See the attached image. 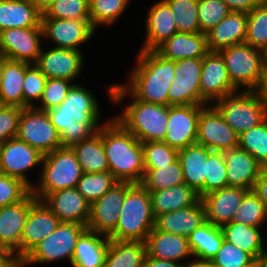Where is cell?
Masks as SVG:
<instances>
[{"mask_svg": "<svg viewBox=\"0 0 267 267\" xmlns=\"http://www.w3.org/2000/svg\"><path fill=\"white\" fill-rule=\"evenodd\" d=\"M136 67L129 76V83L114 84L107 91L111 101L118 104L124 97L168 106V89L175 73V61L167 60L156 51L140 50Z\"/></svg>", "mask_w": 267, "mask_h": 267, "instance_id": "obj_1", "label": "cell"}, {"mask_svg": "<svg viewBox=\"0 0 267 267\" xmlns=\"http://www.w3.org/2000/svg\"><path fill=\"white\" fill-rule=\"evenodd\" d=\"M97 132L102 136L109 172L114 178L118 182L140 183L145 171L142 142L115 118Z\"/></svg>", "mask_w": 267, "mask_h": 267, "instance_id": "obj_2", "label": "cell"}, {"mask_svg": "<svg viewBox=\"0 0 267 267\" xmlns=\"http://www.w3.org/2000/svg\"><path fill=\"white\" fill-rule=\"evenodd\" d=\"M155 226L151 196L139 183L125 193L116 229L108 236L116 241L145 242Z\"/></svg>", "mask_w": 267, "mask_h": 267, "instance_id": "obj_3", "label": "cell"}, {"mask_svg": "<svg viewBox=\"0 0 267 267\" xmlns=\"http://www.w3.org/2000/svg\"><path fill=\"white\" fill-rule=\"evenodd\" d=\"M39 184L31 188L37 200H43L49 193L66 188H76L83 175L72 147H60L44 154Z\"/></svg>", "mask_w": 267, "mask_h": 267, "instance_id": "obj_4", "label": "cell"}, {"mask_svg": "<svg viewBox=\"0 0 267 267\" xmlns=\"http://www.w3.org/2000/svg\"><path fill=\"white\" fill-rule=\"evenodd\" d=\"M114 118L140 142L163 141L168 124V106L135 99Z\"/></svg>", "mask_w": 267, "mask_h": 267, "instance_id": "obj_5", "label": "cell"}, {"mask_svg": "<svg viewBox=\"0 0 267 267\" xmlns=\"http://www.w3.org/2000/svg\"><path fill=\"white\" fill-rule=\"evenodd\" d=\"M225 61L232 85L240 91H255L265 75V67L261 49L246 43L236 44L219 51Z\"/></svg>", "mask_w": 267, "mask_h": 267, "instance_id": "obj_6", "label": "cell"}, {"mask_svg": "<svg viewBox=\"0 0 267 267\" xmlns=\"http://www.w3.org/2000/svg\"><path fill=\"white\" fill-rule=\"evenodd\" d=\"M86 230L87 226L77 222H61L22 259V266L50 263L63 258L71 264L77 241Z\"/></svg>", "mask_w": 267, "mask_h": 267, "instance_id": "obj_7", "label": "cell"}, {"mask_svg": "<svg viewBox=\"0 0 267 267\" xmlns=\"http://www.w3.org/2000/svg\"><path fill=\"white\" fill-rule=\"evenodd\" d=\"M213 105L238 136L257 127L267 119L260 98L255 91L241 89L232 95L218 99Z\"/></svg>", "mask_w": 267, "mask_h": 267, "instance_id": "obj_8", "label": "cell"}, {"mask_svg": "<svg viewBox=\"0 0 267 267\" xmlns=\"http://www.w3.org/2000/svg\"><path fill=\"white\" fill-rule=\"evenodd\" d=\"M97 99L81 85L73 84L65 100L56 108L47 111L59 134L73 124L98 123L100 109Z\"/></svg>", "mask_w": 267, "mask_h": 267, "instance_id": "obj_9", "label": "cell"}, {"mask_svg": "<svg viewBox=\"0 0 267 267\" xmlns=\"http://www.w3.org/2000/svg\"><path fill=\"white\" fill-rule=\"evenodd\" d=\"M16 138L43 155L62 147L60 134L47 111L37 109L36 106L22 109Z\"/></svg>", "mask_w": 267, "mask_h": 267, "instance_id": "obj_10", "label": "cell"}, {"mask_svg": "<svg viewBox=\"0 0 267 267\" xmlns=\"http://www.w3.org/2000/svg\"><path fill=\"white\" fill-rule=\"evenodd\" d=\"M202 58L175 60V73L168 89V106L208 105L200 94Z\"/></svg>", "mask_w": 267, "mask_h": 267, "instance_id": "obj_11", "label": "cell"}, {"mask_svg": "<svg viewBox=\"0 0 267 267\" xmlns=\"http://www.w3.org/2000/svg\"><path fill=\"white\" fill-rule=\"evenodd\" d=\"M196 143L211 151L224 152L238 147V134L210 103L201 109Z\"/></svg>", "mask_w": 267, "mask_h": 267, "instance_id": "obj_12", "label": "cell"}, {"mask_svg": "<svg viewBox=\"0 0 267 267\" xmlns=\"http://www.w3.org/2000/svg\"><path fill=\"white\" fill-rule=\"evenodd\" d=\"M132 185L129 182H117L101 198L92 202L87 229L109 236L116 229L125 193Z\"/></svg>", "mask_w": 267, "mask_h": 267, "instance_id": "obj_13", "label": "cell"}, {"mask_svg": "<svg viewBox=\"0 0 267 267\" xmlns=\"http://www.w3.org/2000/svg\"><path fill=\"white\" fill-rule=\"evenodd\" d=\"M204 106H168V124L163 142L176 150L195 144L200 113Z\"/></svg>", "mask_w": 267, "mask_h": 267, "instance_id": "obj_14", "label": "cell"}, {"mask_svg": "<svg viewBox=\"0 0 267 267\" xmlns=\"http://www.w3.org/2000/svg\"><path fill=\"white\" fill-rule=\"evenodd\" d=\"M42 26L0 31V52L7 59L35 64L41 52Z\"/></svg>", "mask_w": 267, "mask_h": 267, "instance_id": "obj_15", "label": "cell"}, {"mask_svg": "<svg viewBox=\"0 0 267 267\" xmlns=\"http://www.w3.org/2000/svg\"><path fill=\"white\" fill-rule=\"evenodd\" d=\"M43 156L26 142L9 139L1 145L0 173L20 179L32 188L34 183L28 180L26 172L37 164L41 165Z\"/></svg>", "mask_w": 267, "mask_h": 267, "instance_id": "obj_16", "label": "cell"}, {"mask_svg": "<svg viewBox=\"0 0 267 267\" xmlns=\"http://www.w3.org/2000/svg\"><path fill=\"white\" fill-rule=\"evenodd\" d=\"M43 39H51L55 48L78 50L95 34L96 29L90 20H66L42 18Z\"/></svg>", "mask_w": 267, "mask_h": 267, "instance_id": "obj_17", "label": "cell"}, {"mask_svg": "<svg viewBox=\"0 0 267 267\" xmlns=\"http://www.w3.org/2000/svg\"><path fill=\"white\" fill-rule=\"evenodd\" d=\"M238 90L232 85L225 65L219 52H208L202 58L200 76V94L208 102L232 95Z\"/></svg>", "mask_w": 267, "mask_h": 267, "instance_id": "obj_18", "label": "cell"}, {"mask_svg": "<svg viewBox=\"0 0 267 267\" xmlns=\"http://www.w3.org/2000/svg\"><path fill=\"white\" fill-rule=\"evenodd\" d=\"M59 218L41 200L29 208L19 246L22 260L39 242L50 235L59 225Z\"/></svg>", "mask_w": 267, "mask_h": 267, "instance_id": "obj_19", "label": "cell"}, {"mask_svg": "<svg viewBox=\"0 0 267 267\" xmlns=\"http://www.w3.org/2000/svg\"><path fill=\"white\" fill-rule=\"evenodd\" d=\"M37 198L30 192L23 200L0 208V248L19 257V246L30 206Z\"/></svg>", "mask_w": 267, "mask_h": 267, "instance_id": "obj_20", "label": "cell"}, {"mask_svg": "<svg viewBox=\"0 0 267 267\" xmlns=\"http://www.w3.org/2000/svg\"><path fill=\"white\" fill-rule=\"evenodd\" d=\"M35 65L49 78L75 80L83 68L82 51L55 48L42 51Z\"/></svg>", "mask_w": 267, "mask_h": 267, "instance_id": "obj_21", "label": "cell"}, {"mask_svg": "<svg viewBox=\"0 0 267 267\" xmlns=\"http://www.w3.org/2000/svg\"><path fill=\"white\" fill-rule=\"evenodd\" d=\"M249 190L228 186L212 191L201 198L206 211V221L215 226L232 222L234 213Z\"/></svg>", "mask_w": 267, "mask_h": 267, "instance_id": "obj_22", "label": "cell"}, {"mask_svg": "<svg viewBox=\"0 0 267 267\" xmlns=\"http://www.w3.org/2000/svg\"><path fill=\"white\" fill-rule=\"evenodd\" d=\"M61 222H77L87 226L90 203L76 188H66L49 193L43 200Z\"/></svg>", "mask_w": 267, "mask_h": 267, "instance_id": "obj_23", "label": "cell"}, {"mask_svg": "<svg viewBox=\"0 0 267 267\" xmlns=\"http://www.w3.org/2000/svg\"><path fill=\"white\" fill-rule=\"evenodd\" d=\"M177 31L174 15L169 5L160 0L147 12L146 39L141 50L155 51Z\"/></svg>", "mask_w": 267, "mask_h": 267, "instance_id": "obj_24", "label": "cell"}, {"mask_svg": "<svg viewBox=\"0 0 267 267\" xmlns=\"http://www.w3.org/2000/svg\"><path fill=\"white\" fill-rule=\"evenodd\" d=\"M248 16L246 12L231 11L218 25L206 33L209 52L245 43Z\"/></svg>", "mask_w": 267, "mask_h": 267, "instance_id": "obj_25", "label": "cell"}, {"mask_svg": "<svg viewBox=\"0 0 267 267\" xmlns=\"http://www.w3.org/2000/svg\"><path fill=\"white\" fill-rule=\"evenodd\" d=\"M228 186L253 190L261 165L247 151L237 147L223 152Z\"/></svg>", "mask_w": 267, "mask_h": 267, "instance_id": "obj_26", "label": "cell"}, {"mask_svg": "<svg viewBox=\"0 0 267 267\" xmlns=\"http://www.w3.org/2000/svg\"><path fill=\"white\" fill-rule=\"evenodd\" d=\"M206 222L205 206L200 199L195 205L155 218V228L163 232L189 237L199 226Z\"/></svg>", "mask_w": 267, "mask_h": 267, "instance_id": "obj_27", "label": "cell"}, {"mask_svg": "<svg viewBox=\"0 0 267 267\" xmlns=\"http://www.w3.org/2000/svg\"><path fill=\"white\" fill-rule=\"evenodd\" d=\"M147 255L152 258L179 262L192 257L187 237L157 230L150 231L145 241Z\"/></svg>", "mask_w": 267, "mask_h": 267, "instance_id": "obj_28", "label": "cell"}, {"mask_svg": "<svg viewBox=\"0 0 267 267\" xmlns=\"http://www.w3.org/2000/svg\"><path fill=\"white\" fill-rule=\"evenodd\" d=\"M167 60L203 58L209 51L206 34L176 32L155 50Z\"/></svg>", "mask_w": 267, "mask_h": 267, "instance_id": "obj_29", "label": "cell"}, {"mask_svg": "<svg viewBox=\"0 0 267 267\" xmlns=\"http://www.w3.org/2000/svg\"><path fill=\"white\" fill-rule=\"evenodd\" d=\"M208 148L200 144H192L178 150L184 183L194 189L200 198L204 196V181L207 175Z\"/></svg>", "mask_w": 267, "mask_h": 267, "instance_id": "obj_30", "label": "cell"}, {"mask_svg": "<svg viewBox=\"0 0 267 267\" xmlns=\"http://www.w3.org/2000/svg\"><path fill=\"white\" fill-rule=\"evenodd\" d=\"M109 243L108 236L87 229L77 241L71 265L73 267H104Z\"/></svg>", "mask_w": 267, "mask_h": 267, "instance_id": "obj_31", "label": "cell"}, {"mask_svg": "<svg viewBox=\"0 0 267 267\" xmlns=\"http://www.w3.org/2000/svg\"><path fill=\"white\" fill-rule=\"evenodd\" d=\"M42 13L31 0H0V31L42 26Z\"/></svg>", "mask_w": 267, "mask_h": 267, "instance_id": "obj_32", "label": "cell"}, {"mask_svg": "<svg viewBox=\"0 0 267 267\" xmlns=\"http://www.w3.org/2000/svg\"><path fill=\"white\" fill-rule=\"evenodd\" d=\"M148 192L151 196L152 211L155 218L164 213L191 207L201 199L198 193L185 183Z\"/></svg>", "mask_w": 267, "mask_h": 267, "instance_id": "obj_33", "label": "cell"}, {"mask_svg": "<svg viewBox=\"0 0 267 267\" xmlns=\"http://www.w3.org/2000/svg\"><path fill=\"white\" fill-rule=\"evenodd\" d=\"M188 241L192 256L196 258L193 260L195 267L212 260L220 249L224 236L219 226L206 221L189 235Z\"/></svg>", "mask_w": 267, "mask_h": 267, "instance_id": "obj_34", "label": "cell"}, {"mask_svg": "<svg viewBox=\"0 0 267 267\" xmlns=\"http://www.w3.org/2000/svg\"><path fill=\"white\" fill-rule=\"evenodd\" d=\"M25 62L4 57V68L0 86V105L23 108V83Z\"/></svg>", "mask_w": 267, "mask_h": 267, "instance_id": "obj_35", "label": "cell"}, {"mask_svg": "<svg viewBox=\"0 0 267 267\" xmlns=\"http://www.w3.org/2000/svg\"><path fill=\"white\" fill-rule=\"evenodd\" d=\"M146 256L145 242L110 240L104 267H143Z\"/></svg>", "mask_w": 267, "mask_h": 267, "instance_id": "obj_36", "label": "cell"}, {"mask_svg": "<svg viewBox=\"0 0 267 267\" xmlns=\"http://www.w3.org/2000/svg\"><path fill=\"white\" fill-rule=\"evenodd\" d=\"M83 173H100L109 171L102 136L96 132L89 139L72 146Z\"/></svg>", "mask_w": 267, "mask_h": 267, "instance_id": "obj_37", "label": "cell"}, {"mask_svg": "<svg viewBox=\"0 0 267 267\" xmlns=\"http://www.w3.org/2000/svg\"><path fill=\"white\" fill-rule=\"evenodd\" d=\"M224 240L249 253L254 259L264 249L260 228L230 222L220 227Z\"/></svg>", "mask_w": 267, "mask_h": 267, "instance_id": "obj_38", "label": "cell"}, {"mask_svg": "<svg viewBox=\"0 0 267 267\" xmlns=\"http://www.w3.org/2000/svg\"><path fill=\"white\" fill-rule=\"evenodd\" d=\"M139 184L148 191H158L184 184L179 160L158 169H145L143 179Z\"/></svg>", "mask_w": 267, "mask_h": 267, "instance_id": "obj_39", "label": "cell"}, {"mask_svg": "<svg viewBox=\"0 0 267 267\" xmlns=\"http://www.w3.org/2000/svg\"><path fill=\"white\" fill-rule=\"evenodd\" d=\"M170 7L178 32L198 33V0H164Z\"/></svg>", "mask_w": 267, "mask_h": 267, "instance_id": "obj_40", "label": "cell"}, {"mask_svg": "<svg viewBox=\"0 0 267 267\" xmlns=\"http://www.w3.org/2000/svg\"><path fill=\"white\" fill-rule=\"evenodd\" d=\"M118 181L109 172L83 173L78 181L77 191L91 204L101 198Z\"/></svg>", "mask_w": 267, "mask_h": 267, "instance_id": "obj_41", "label": "cell"}, {"mask_svg": "<svg viewBox=\"0 0 267 267\" xmlns=\"http://www.w3.org/2000/svg\"><path fill=\"white\" fill-rule=\"evenodd\" d=\"M266 220L267 213L264 204L254 190H249L234 213L232 221L260 228L261 224H264Z\"/></svg>", "mask_w": 267, "mask_h": 267, "instance_id": "obj_42", "label": "cell"}, {"mask_svg": "<svg viewBox=\"0 0 267 267\" xmlns=\"http://www.w3.org/2000/svg\"><path fill=\"white\" fill-rule=\"evenodd\" d=\"M238 147L252 155L261 166H265L267 163V119L257 127L240 134Z\"/></svg>", "mask_w": 267, "mask_h": 267, "instance_id": "obj_43", "label": "cell"}, {"mask_svg": "<svg viewBox=\"0 0 267 267\" xmlns=\"http://www.w3.org/2000/svg\"><path fill=\"white\" fill-rule=\"evenodd\" d=\"M130 0H89L91 25H112L125 11ZM98 25V26H97Z\"/></svg>", "mask_w": 267, "mask_h": 267, "instance_id": "obj_44", "label": "cell"}, {"mask_svg": "<svg viewBox=\"0 0 267 267\" xmlns=\"http://www.w3.org/2000/svg\"><path fill=\"white\" fill-rule=\"evenodd\" d=\"M247 16L245 43L262 49L267 44V5L256 6Z\"/></svg>", "mask_w": 267, "mask_h": 267, "instance_id": "obj_45", "label": "cell"}, {"mask_svg": "<svg viewBox=\"0 0 267 267\" xmlns=\"http://www.w3.org/2000/svg\"><path fill=\"white\" fill-rule=\"evenodd\" d=\"M42 18L90 20L89 0H56Z\"/></svg>", "mask_w": 267, "mask_h": 267, "instance_id": "obj_46", "label": "cell"}, {"mask_svg": "<svg viewBox=\"0 0 267 267\" xmlns=\"http://www.w3.org/2000/svg\"><path fill=\"white\" fill-rule=\"evenodd\" d=\"M145 169H158L175 162L178 150L163 141L142 142Z\"/></svg>", "mask_w": 267, "mask_h": 267, "instance_id": "obj_47", "label": "cell"}, {"mask_svg": "<svg viewBox=\"0 0 267 267\" xmlns=\"http://www.w3.org/2000/svg\"><path fill=\"white\" fill-rule=\"evenodd\" d=\"M225 187H228V180L223 152L211 151L208 149L204 196L212 191Z\"/></svg>", "mask_w": 267, "mask_h": 267, "instance_id": "obj_48", "label": "cell"}, {"mask_svg": "<svg viewBox=\"0 0 267 267\" xmlns=\"http://www.w3.org/2000/svg\"><path fill=\"white\" fill-rule=\"evenodd\" d=\"M231 11L222 0H198L200 33L206 34Z\"/></svg>", "mask_w": 267, "mask_h": 267, "instance_id": "obj_49", "label": "cell"}, {"mask_svg": "<svg viewBox=\"0 0 267 267\" xmlns=\"http://www.w3.org/2000/svg\"><path fill=\"white\" fill-rule=\"evenodd\" d=\"M47 77L35 64L25 62V78L23 83V108L35 107L33 101H40Z\"/></svg>", "mask_w": 267, "mask_h": 267, "instance_id": "obj_50", "label": "cell"}, {"mask_svg": "<svg viewBox=\"0 0 267 267\" xmlns=\"http://www.w3.org/2000/svg\"><path fill=\"white\" fill-rule=\"evenodd\" d=\"M211 262L220 267H255V259L249 253L225 240Z\"/></svg>", "mask_w": 267, "mask_h": 267, "instance_id": "obj_51", "label": "cell"}, {"mask_svg": "<svg viewBox=\"0 0 267 267\" xmlns=\"http://www.w3.org/2000/svg\"><path fill=\"white\" fill-rule=\"evenodd\" d=\"M74 83L66 79L49 78L46 80L42 97L39 102L42 106L37 109L48 111L58 107L67 97L69 89Z\"/></svg>", "mask_w": 267, "mask_h": 267, "instance_id": "obj_52", "label": "cell"}, {"mask_svg": "<svg viewBox=\"0 0 267 267\" xmlns=\"http://www.w3.org/2000/svg\"><path fill=\"white\" fill-rule=\"evenodd\" d=\"M30 192L22 180L0 173V208L23 200Z\"/></svg>", "mask_w": 267, "mask_h": 267, "instance_id": "obj_53", "label": "cell"}, {"mask_svg": "<svg viewBox=\"0 0 267 267\" xmlns=\"http://www.w3.org/2000/svg\"><path fill=\"white\" fill-rule=\"evenodd\" d=\"M21 107L0 105V144L16 138Z\"/></svg>", "mask_w": 267, "mask_h": 267, "instance_id": "obj_54", "label": "cell"}, {"mask_svg": "<svg viewBox=\"0 0 267 267\" xmlns=\"http://www.w3.org/2000/svg\"><path fill=\"white\" fill-rule=\"evenodd\" d=\"M99 128V123L73 124L68 129H64L63 132L60 134L62 147H72L77 143L89 139L99 130Z\"/></svg>", "mask_w": 267, "mask_h": 267, "instance_id": "obj_55", "label": "cell"}, {"mask_svg": "<svg viewBox=\"0 0 267 267\" xmlns=\"http://www.w3.org/2000/svg\"><path fill=\"white\" fill-rule=\"evenodd\" d=\"M253 190L260 197L267 213V169L264 166L260 168Z\"/></svg>", "mask_w": 267, "mask_h": 267, "instance_id": "obj_56", "label": "cell"}, {"mask_svg": "<svg viewBox=\"0 0 267 267\" xmlns=\"http://www.w3.org/2000/svg\"><path fill=\"white\" fill-rule=\"evenodd\" d=\"M230 11L250 12L256 6L261 4L260 0H222Z\"/></svg>", "mask_w": 267, "mask_h": 267, "instance_id": "obj_57", "label": "cell"}, {"mask_svg": "<svg viewBox=\"0 0 267 267\" xmlns=\"http://www.w3.org/2000/svg\"><path fill=\"white\" fill-rule=\"evenodd\" d=\"M190 263H177L173 261H167L162 259H156L149 257L148 255L145 258L143 267H194V261H190Z\"/></svg>", "mask_w": 267, "mask_h": 267, "instance_id": "obj_58", "label": "cell"}, {"mask_svg": "<svg viewBox=\"0 0 267 267\" xmlns=\"http://www.w3.org/2000/svg\"><path fill=\"white\" fill-rule=\"evenodd\" d=\"M0 267H22V260L14 252L0 248Z\"/></svg>", "mask_w": 267, "mask_h": 267, "instance_id": "obj_59", "label": "cell"}, {"mask_svg": "<svg viewBox=\"0 0 267 267\" xmlns=\"http://www.w3.org/2000/svg\"><path fill=\"white\" fill-rule=\"evenodd\" d=\"M255 92L258 94L260 101L262 103V106L265 110L266 116H267V71L265 72V75L260 80L259 86L255 90Z\"/></svg>", "mask_w": 267, "mask_h": 267, "instance_id": "obj_60", "label": "cell"}, {"mask_svg": "<svg viewBox=\"0 0 267 267\" xmlns=\"http://www.w3.org/2000/svg\"><path fill=\"white\" fill-rule=\"evenodd\" d=\"M56 0H31L32 4L44 14Z\"/></svg>", "mask_w": 267, "mask_h": 267, "instance_id": "obj_61", "label": "cell"}, {"mask_svg": "<svg viewBox=\"0 0 267 267\" xmlns=\"http://www.w3.org/2000/svg\"><path fill=\"white\" fill-rule=\"evenodd\" d=\"M255 267H267V250L263 249L255 259Z\"/></svg>", "mask_w": 267, "mask_h": 267, "instance_id": "obj_62", "label": "cell"}, {"mask_svg": "<svg viewBox=\"0 0 267 267\" xmlns=\"http://www.w3.org/2000/svg\"><path fill=\"white\" fill-rule=\"evenodd\" d=\"M265 70L267 71V44L261 49Z\"/></svg>", "mask_w": 267, "mask_h": 267, "instance_id": "obj_63", "label": "cell"}, {"mask_svg": "<svg viewBox=\"0 0 267 267\" xmlns=\"http://www.w3.org/2000/svg\"><path fill=\"white\" fill-rule=\"evenodd\" d=\"M195 267H220V266L212 263L211 261H207V262L201 263Z\"/></svg>", "mask_w": 267, "mask_h": 267, "instance_id": "obj_64", "label": "cell"}, {"mask_svg": "<svg viewBox=\"0 0 267 267\" xmlns=\"http://www.w3.org/2000/svg\"><path fill=\"white\" fill-rule=\"evenodd\" d=\"M3 68H4V56L0 58V86H1V78L3 74Z\"/></svg>", "mask_w": 267, "mask_h": 267, "instance_id": "obj_65", "label": "cell"}, {"mask_svg": "<svg viewBox=\"0 0 267 267\" xmlns=\"http://www.w3.org/2000/svg\"><path fill=\"white\" fill-rule=\"evenodd\" d=\"M260 1H261V4L267 5V0H260Z\"/></svg>", "mask_w": 267, "mask_h": 267, "instance_id": "obj_66", "label": "cell"}, {"mask_svg": "<svg viewBox=\"0 0 267 267\" xmlns=\"http://www.w3.org/2000/svg\"><path fill=\"white\" fill-rule=\"evenodd\" d=\"M0 161H1V144H0Z\"/></svg>", "mask_w": 267, "mask_h": 267, "instance_id": "obj_67", "label": "cell"}]
</instances>
